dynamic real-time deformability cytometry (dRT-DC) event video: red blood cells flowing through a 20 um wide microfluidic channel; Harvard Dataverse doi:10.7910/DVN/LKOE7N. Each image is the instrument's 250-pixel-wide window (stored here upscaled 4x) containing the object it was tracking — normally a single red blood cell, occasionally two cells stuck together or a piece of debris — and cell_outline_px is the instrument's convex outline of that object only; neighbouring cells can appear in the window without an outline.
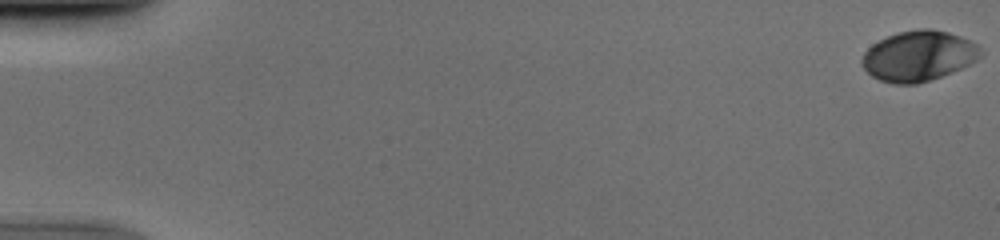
{"species": "human", "species_latin": "Homo sapiens", "temperature_condition": "cold", "stored_images_in_passage": 39, "camera_frame_rate_fps": 3000, "um_per_image_px": 0.085, "donor": {"sex": "male"}, "frame": {"image": 1, "passage_image": 1, "time_ms": 0.0, "image_size_px": [1000, 240], "cell_outline_px": [[984, 52], [976, 60], [952, 72], [916, 84], [896, 84], [880, 80], [872, 76], [860, 64], [860, 60], [864, 52], [872, 44], [888, 36], [900, 32], [920, 28], [932, 28], [948, 32], [960, 36], [976, 44]], "centroid_in_image_um": [78.06, 4.75], "position_along_channel_um": 6.9, "area_um2": 34.62}}
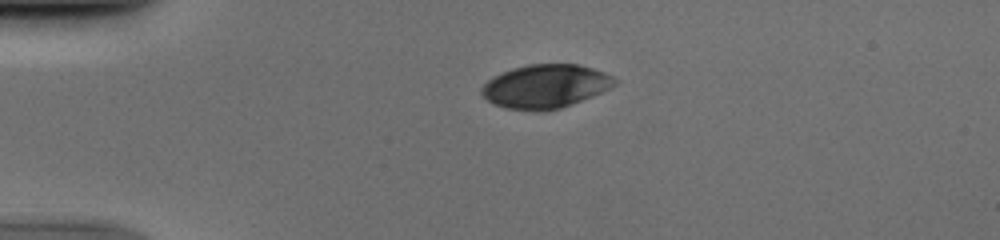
{"frame": {"image": 2, "passage_image": 14, "time_ms": 4.333, "image_size_px": [1000, 240], "cell_outline_px": [[620, 80], [612, 88], [572, 104], [560, 108], [544, 112], [536, 112], [504, 108], [492, 104], [480, 92], [480, 88], [488, 80], [512, 68], [528, 64], [580, 64], [604, 72]], "centroid_in_image_um": [46.38, 7.35], "position_along_channel_um": 38.6, "area_um2": 34.16}}